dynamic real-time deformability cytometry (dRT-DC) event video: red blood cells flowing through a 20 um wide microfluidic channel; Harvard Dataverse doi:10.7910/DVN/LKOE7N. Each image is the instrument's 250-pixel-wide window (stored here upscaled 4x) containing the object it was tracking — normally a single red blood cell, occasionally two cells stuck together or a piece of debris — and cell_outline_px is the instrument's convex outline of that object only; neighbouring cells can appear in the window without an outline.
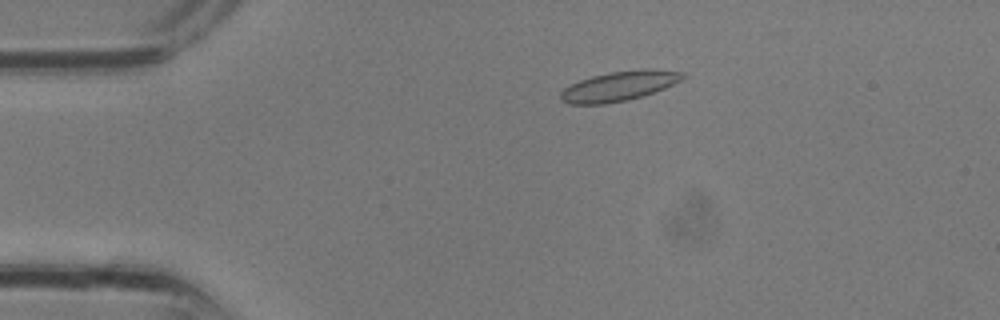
{"species": "common noctule bat (a hibernating species)", "species_latin": "Nyctalus noctula", "temperature_condition": "room temperature", "stored_images_in_passage": 15, "camera_frame_rate_fps": 3000, "um_per_image_px": 0.085, "animal": {"sex": "male", "body_mass_g": 13.3}, "frame": {"image": 1, "passage_image": 3, "time_ms": 0.667, "image_size_px": [1000, 320], "cell_outline_px": [[688, 76], [664, 88], [628, 100], [604, 104], [568, 104], [560, 100], [560, 92], [564, 88], [580, 80], [592, 76], [612, 72], [644, 68], [652, 68], [684, 72]], "centroid_in_image_um": [52.62, 7.31], "position_along_channel_um": 32.4, "area_um2": 21.1}}
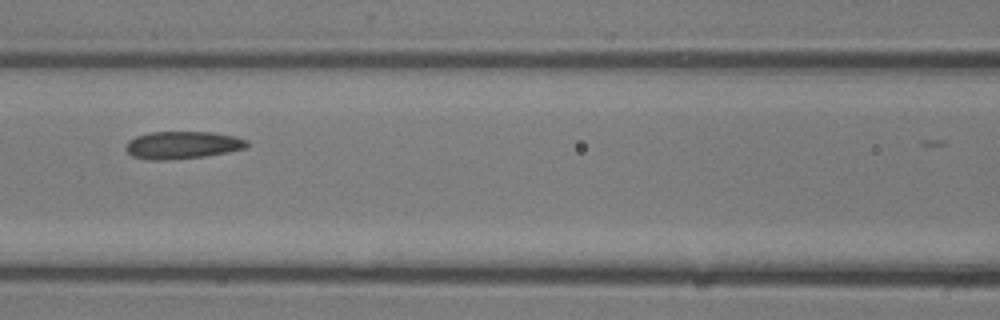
{"frame": {"image": 2, "passage_image": 11, "time_ms": 3.333, "image_size_px": [1000, 320], "cell_outline_px": [[248, 148], [228, 152], [204, 156], [164, 160], [148, 160], [132, 156], [124, 148], [128, 140], [136, 136], [152, 132], [212, 132], [236, 136], [248, 140]], "centroid_in_image_um": [15.52, 12.33], "position_along_channel_um": 151.1, "area_um2": 19.54}}
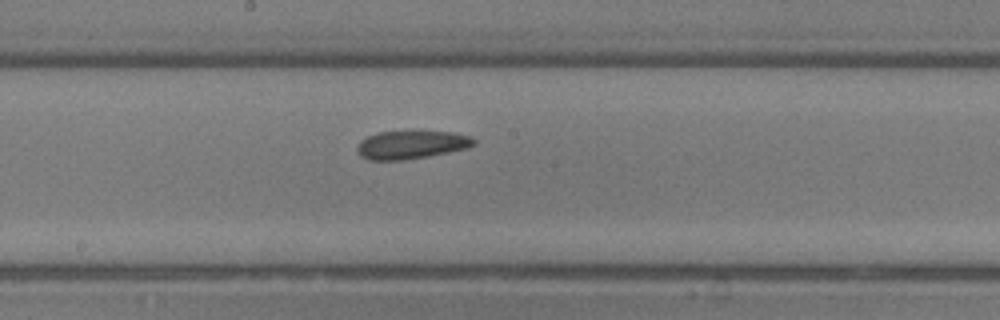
{"frame": {"image": 3, "passage_image": 14, "time_ms": 4.333, "image_size_px": [1000, 320], "cell_outline_px": [[476, 144], [468, 148], [428, 156], [404, 160], [368, 160], [360, 156], [356, 152], [356, 148], [360, 140], [368, 136], [380, 132], [416, 128], [452, 132], [472, 136], [476, 140]], "centroid_in_image_um": [34.98, 12.25], "position_along_channel_um": 213.2, "area_um2": 20.23}}